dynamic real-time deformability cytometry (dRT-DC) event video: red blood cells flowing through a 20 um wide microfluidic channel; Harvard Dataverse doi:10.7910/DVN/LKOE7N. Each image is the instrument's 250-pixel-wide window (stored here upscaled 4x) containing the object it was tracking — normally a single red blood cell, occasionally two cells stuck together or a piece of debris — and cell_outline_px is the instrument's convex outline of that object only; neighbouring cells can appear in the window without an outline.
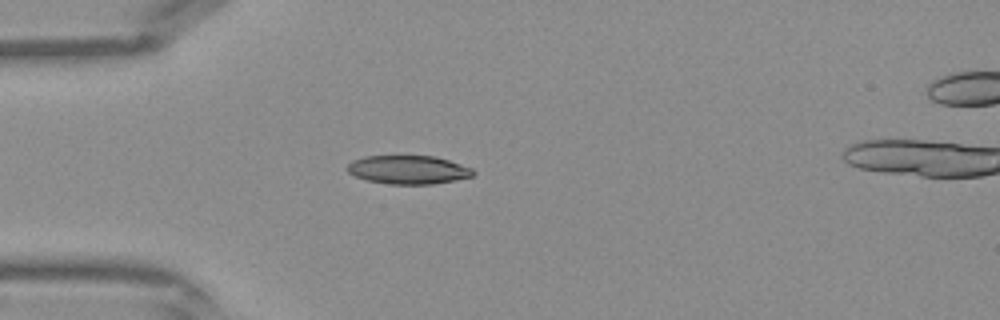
{"species": "Egyptian fruit bat (a non-hibernating species)", "species_latin": "Rousettus aegyptiacus", "temperature_condition": "warm", "stored_images_in_passage": 32, "segment_of_instrument_passage": [1, 2], "camera_frame_rate_fps": 3000, "um_per_image_px": 0.085, "frame": {"image": 1, "passage_image": 1, "time_ms": 0.0, "image_size_px": [1000, 320], "cell_outline_px": [[476, 172], [472, 176], [456, 180], [432, 184], [388, 184], [368, 180], [356, 176], [348, 172], [344, 168], [352, 160], [364, 156], [436, 156], [472, 168]], "centroid_in_image_um": [34.69, 14.42], "position_along_channel_um": 50.3, "area_um2": 20.98}}
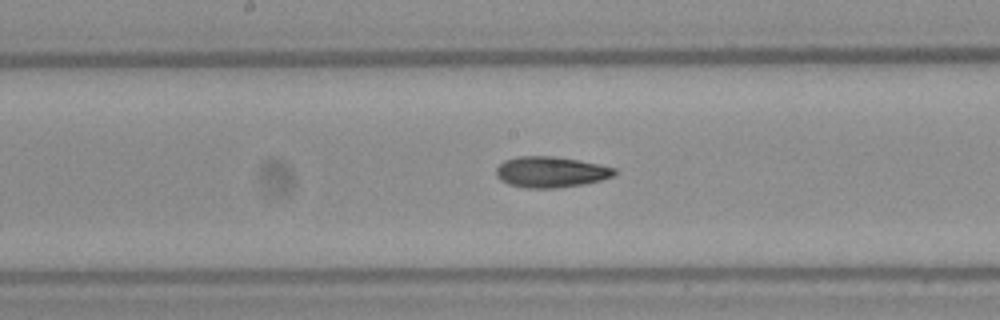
{"frame": {"image": 2, "passage_image": 11, "time_ms": 3.333, "image_size_px": [1000, 320], "cell_outline_px": [[616, 176], [584, 184], [556, 188], [524, 188], [508, 184], [500, 180], [496, 176], [496, 168], [504, 160], [516, 156], [552, 156], [580, 160], [600, 164], [616, 168]], "centroid_in_image_um": [46.82, 14.62], "position_along_channel_um": 201.4, "area_um2": 21.56}}
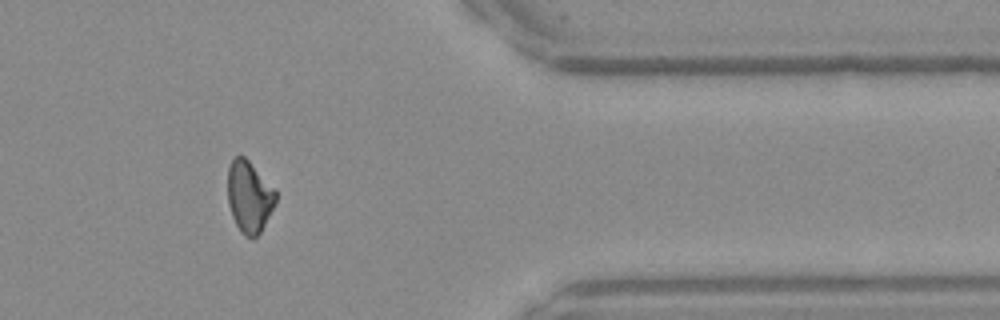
{"frame": {"image": 3, "passage_image": 24, "time_ms": 7.667, "image_size_px": [1000, 320], "cell_outline_px": [[276, 200], [260, 232], [252, 240], [240, 232], [232, 216], [228, 204], [228, 168], [232, 160], [236, 156], [244, 156], [276, 188]], "centroid_in_image_um": [21.18, 16.71], "position_along_channel_um": 390.2, "area_um2": 20.0}}